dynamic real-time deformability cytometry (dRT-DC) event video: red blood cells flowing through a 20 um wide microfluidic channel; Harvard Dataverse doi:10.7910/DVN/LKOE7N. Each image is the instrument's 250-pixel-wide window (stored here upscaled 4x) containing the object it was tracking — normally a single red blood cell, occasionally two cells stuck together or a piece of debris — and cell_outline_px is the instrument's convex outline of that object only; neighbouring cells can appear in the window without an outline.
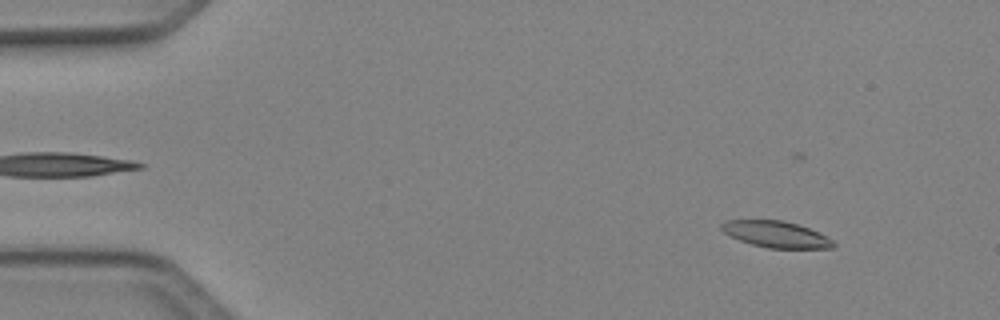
{"species": "Egyptian fruit bat (a non-hibernating species)", "species_latin": "Rousettus aegyptiacus", "temperature_condition": "cold", "stored_images_in_passage": 49, "camera_frame_rate_fps": 3000, "um_per_image_px": 0.085, "animal": {"sex": "female"}, "frame": {"image": 1, "passage_image": 5, "time_ms": 1.333, "image_size_px": [1000, 320], "cell_outline_px": [[836, 244], [832, 248], [768, 248], [752, 244], [740, 240], [724, 232], [720, 228], [720, 224], [728, 220], [784, 220], [808, 228], [832, 240]], "centroid_in_image_um": [65.94, 19.91], "position_along_channel_um": 19.1, "area_um2": 16.88}}
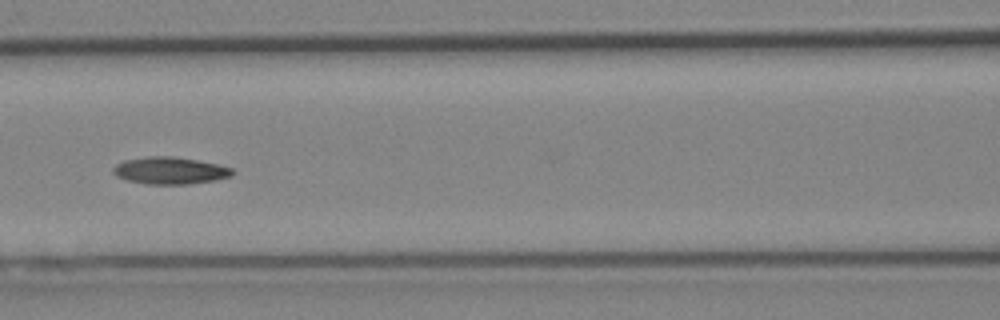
{"frame": {"image": 2, "passage_image": 22, "time_ms": 7.0, "image_size_px": [1000, 320], "cell_outline_px": [[232, 176], [216, 180], [188, 184], [144, 184], [128, 180], [116, 176], [112, 172], [112, 168], [116, 164], [124, 160], [148, 156], [172, 156], [196, 160], [216, 164], [232, 168]], "centroid_in_image_um": [14.41, 14.5], "position_along_channel_um": 152.2, "area_um2": 18.79}}
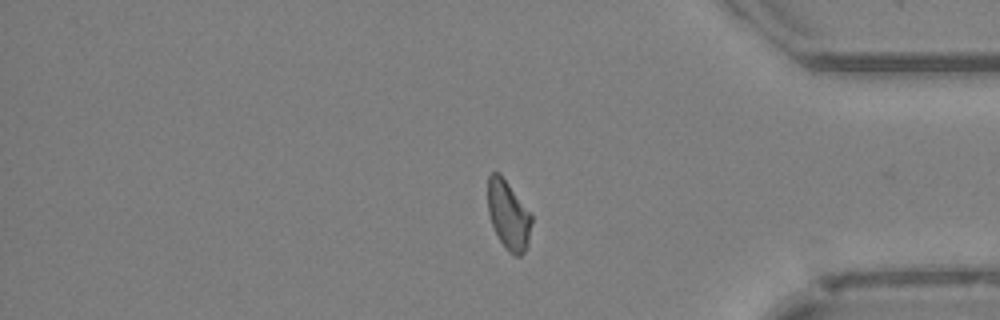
{"frame": {"image": 3, "passage_image": 41, "time_ms": 13.333, "image_size_px": [1000, 320], "cell_outline_px": [[532, 220], [528, 248], [520, 256], [516, 256], [508, 252], [500, 240], [492, 224], [488, 212], [488, 176], [492, 172], [500, 172], [532, 216]], "centroid_in_image_um": [43.22, 18.3], "position_along_channel_um": 392.0, "area_um2": 17.51}}